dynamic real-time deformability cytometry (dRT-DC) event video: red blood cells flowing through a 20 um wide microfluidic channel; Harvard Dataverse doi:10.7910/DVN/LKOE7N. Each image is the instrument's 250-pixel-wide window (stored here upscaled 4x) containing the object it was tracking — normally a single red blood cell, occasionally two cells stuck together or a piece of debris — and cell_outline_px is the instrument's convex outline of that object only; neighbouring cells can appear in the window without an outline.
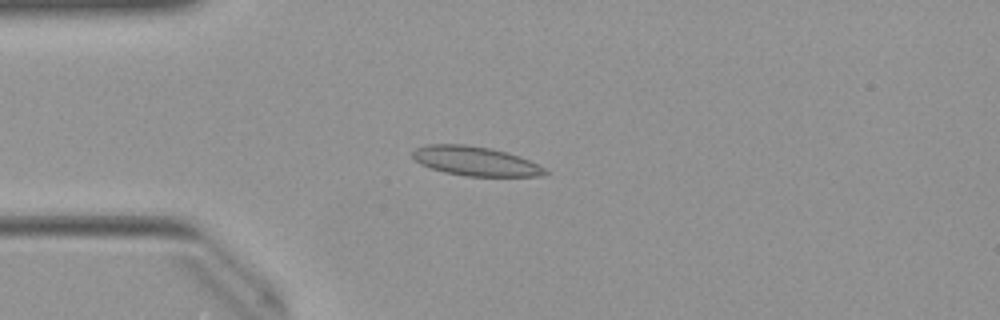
{"species": "Egyptian fruit bat (a non-hibernating species)", "species_latin": "Rousettus aegyptiacus", "temperature_condition": "warm", "stored_images_in_passage": 43, "camera_frame_rate_fps": 3000, "um_per_image_px": 0.085, "animal": {"sex": "female"}, "frame": {"image": 1, "passage_image": 12, "time_ms": 3.667, "image_size_px": [1000, 320], "cell_outline_px": [[548, 172], [540, 176], [468, 176], [444, 172], [420, 164], [412, 156], [412, 152], [416, 148], [424, 144], [464, 144], [492, 148], [508, 152], [520, 156], [544, 168]], "centroid_in_image_um": [40.38, 13.68], "position_along_channel_um": 44.6, "area_um2": 22.54}}
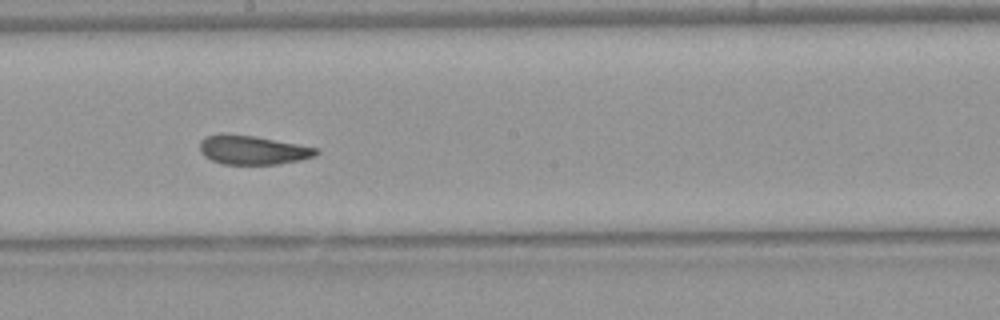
{"frame": {"image": 2, "passage_image": 27, "time_ms": 8.667, "image_size_px": [1000, 320], "cell_outline_px": [[320, 152], [316, 156], [300, 160], [276, 164], [224, 164], [212, 160], [204, 156], [200, 152], [200, 140], [204, 136], [220, 132], [228, 132], [256, 136], [316, 148]], "centroid_in_image_um": [21.41, 12.72], "position_along_channel_um": 226.8, "area_um2": 19.94}}
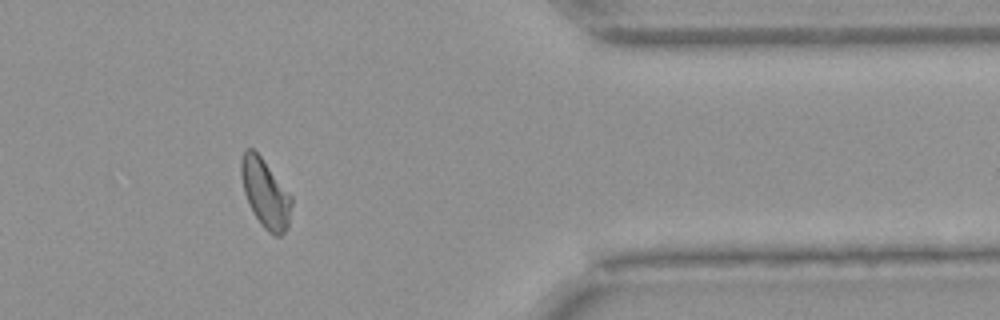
{"frame": {"image": 3, "passage_image": 41, "time_ms": 13.333, "image_size_px": [1000, 320], "cell_outline_px": [[292, 204], [288, 228], [280, 236], [276, 236], [268, 232], [260, 224], [252, 212], [244, 192], [240, 172], [240, 160], [244, 148], [252, 148], [260, 156], [292, 196]], "centroid_in_image_um": [22.54, 16.44], "position_along_channel_um": 388.9, "area_um2": 20.23}, "authors_computed_cell_mechanics": {"area_um2": 21.097, "velocity_mm_per_s": 3.9857, "shape_relaxation_time_tau1_ms": null, "shape_relaxation_time_tau2_ms": 1.9069, "deformation_change_tau1": null, "deformation_change_tau2": 0.0533}}